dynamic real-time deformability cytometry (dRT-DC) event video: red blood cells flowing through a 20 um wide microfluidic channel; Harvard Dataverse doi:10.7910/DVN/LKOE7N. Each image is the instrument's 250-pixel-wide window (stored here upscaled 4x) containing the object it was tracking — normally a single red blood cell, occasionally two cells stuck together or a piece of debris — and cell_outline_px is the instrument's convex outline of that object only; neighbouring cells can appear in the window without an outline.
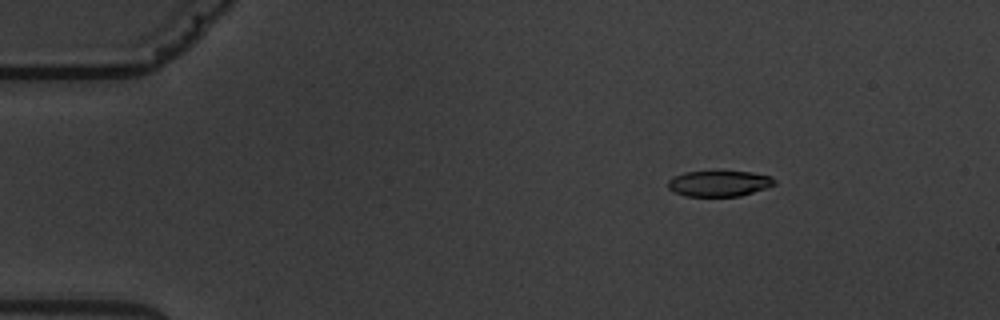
{"species": "common noctule bat (a hibernating species)", "species_latin": "Nyctalus noctula", "temperature_condition": "warm", "stored_images_in_passage": 6, "camera_frame_rate_fps": 3000, "um_per_image_px": 0.085, "animal": {"sex": "male", "body_mass_g": 19.5, "forearm_length_mm": 54.6}, "frame": {"image": 1, "passage_image": 3, "time_ms": 2.0, "image_size_px": [1000, 320], "cell_outline_px": [[776, 184], [768, 188], [740, 196], [684, 196], [668, 188], [668, 180], [684, 172], [720, 168], [752, 172], [772, 176], [776, 180]], "centroid_in_image_um": [61.18, 15.54], "position_along_channel_um": 23.8, "area_um2": 16.94}}